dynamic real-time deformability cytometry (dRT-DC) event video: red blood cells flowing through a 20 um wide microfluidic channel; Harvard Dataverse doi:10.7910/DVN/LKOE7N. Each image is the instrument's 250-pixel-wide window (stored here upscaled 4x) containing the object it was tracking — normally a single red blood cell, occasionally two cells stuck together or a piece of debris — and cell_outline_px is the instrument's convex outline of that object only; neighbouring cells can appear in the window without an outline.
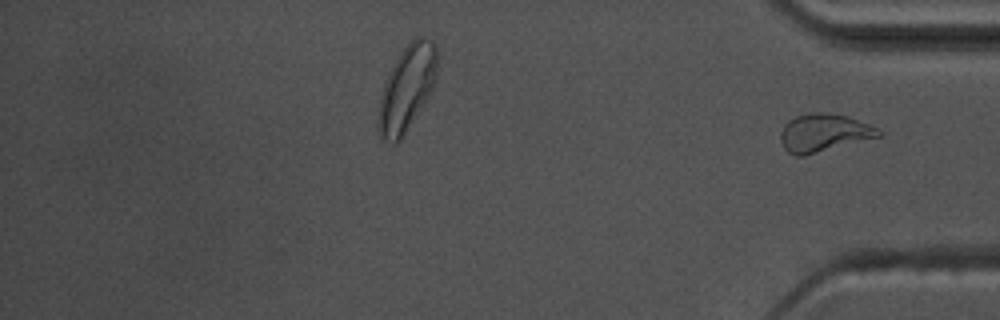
{"species": "common noctule bat (a hibernating species)", "species_latin": "Nyctalus noctula", "temperature_condition": "warm", "stored_images_in_passage": 44, "segment_of_instrument_passage": [2, 2], "camera_frame_rate_fps": 3000, "um_per_image_px": 0.085, "animal": {"sex": "male", "body_mass_g": 17.5, "forearm_length_mm": 52.3}, "frame": {"image": 1, "passage_image": 44, "time_ms": 14.333, "image_size_px": [1000, 320], "cell_outline_px": [[880, 136], [804, 156], [796, 156], [788, 152], [784, 148], [780, 140], [780, 132], [784, 124], [788, 120], [796, 116], [812, 112], [828, 112], [848, 116], [868, 124], [876, 128], [880, 132]], "centroid_in_image_um": [69.97, 11.28], "position_along_channel_um": 365.2, "area_um2": 21.56}}